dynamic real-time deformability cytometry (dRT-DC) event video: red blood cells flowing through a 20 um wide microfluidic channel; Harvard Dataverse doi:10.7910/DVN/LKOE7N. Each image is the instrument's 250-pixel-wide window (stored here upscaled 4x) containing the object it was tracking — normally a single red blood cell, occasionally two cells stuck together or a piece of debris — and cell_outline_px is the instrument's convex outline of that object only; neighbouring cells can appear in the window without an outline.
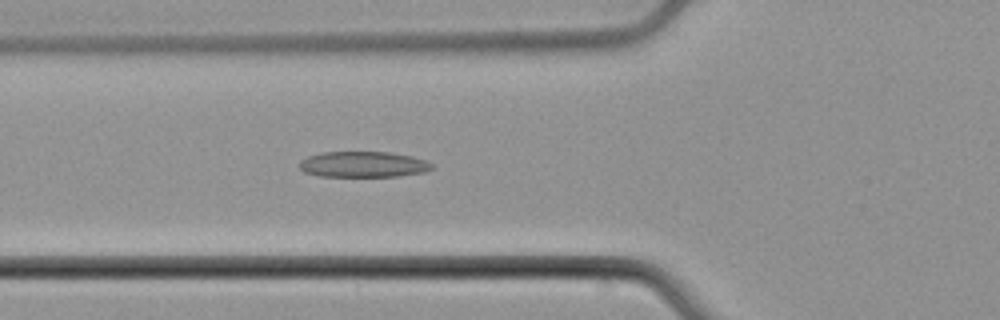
{"species": "common noctule bat (a hibernating species)", "species_latin": "Nyctalus noctula", "temperature_condition": "cold", "stored_images_in_passage": 54, "camera_frame_rate_fps": 3000, "um_per_image_px": 0.085, "animal": {"sex": "male", "body_mass_g": 21.5, "forearm_length_mm": 52.0}, "frame": {"image": 1, "passage_image": 20, "time_ms": 6.333, "image_size_px": [1000, 320], "cell_outline_px": [[432, 168], [424, 172], [396, 176], [320, 176], [304, 172], [300, 168], [300, 160], [308, 156], [324, 152], [388, 152], [412, 156], [424, 160], [432, 164]], "centroid_in_image_um": [30.85, 13.97], "position_along_channel_um": 94.9, "area_um2": 19.71}}
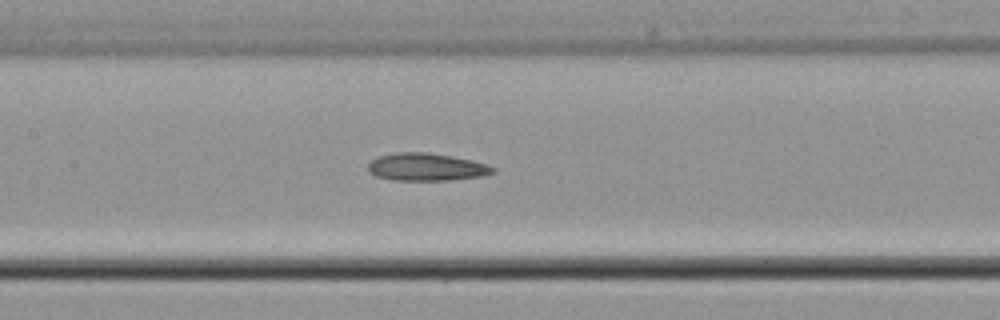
{"frame": {"image": 2, "passage_image": 26, "time_ms": 8.333, "image_size_px": [1000, 320], "cell_outline_px": [[496, 172], [480, 176], [452, 180], [392, 180], [376, 176], [368, 172], [368, 164], [372, 160], [380, 156], [396, 152], [428, 152], [472, 160], [496, 168]], "centroid_in_image_um": [36.22, 14.2], "position_along_channel_um": 171.2, "area_um2": 20.0}}
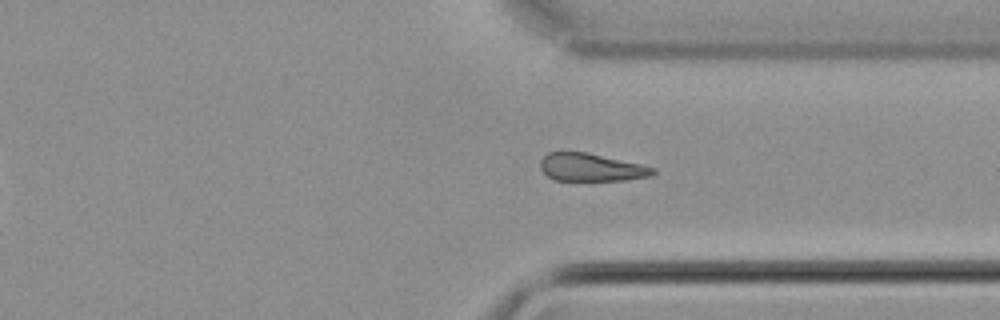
{"frame": {"image": 3, "passage_image": 41, "time_ms": 13.333, "image_size_px": [1000, 320], "cell_outline_px": [[656, 172], [652, 176], [624, 180], [552, 180], [540, 168], [540, 160], [548, 152], [588, 152], [640, 164], [656, 168]], "centroid_in_image_um": [50.25, 14.22], "position_along_channel_um": 361.1, "area_um2": 18.26}, "authors_computed_cell_mechanics": {"area_um2": 19.8543, "velocity_mm_per_s": 3.7905, "shape_relaxation_time_tau1_ms": null, "shape_relaxation_time_tau2_ms": 3.6003, "deformation_change_tau1": null, "deformation_change_tau2": 0.1065}}